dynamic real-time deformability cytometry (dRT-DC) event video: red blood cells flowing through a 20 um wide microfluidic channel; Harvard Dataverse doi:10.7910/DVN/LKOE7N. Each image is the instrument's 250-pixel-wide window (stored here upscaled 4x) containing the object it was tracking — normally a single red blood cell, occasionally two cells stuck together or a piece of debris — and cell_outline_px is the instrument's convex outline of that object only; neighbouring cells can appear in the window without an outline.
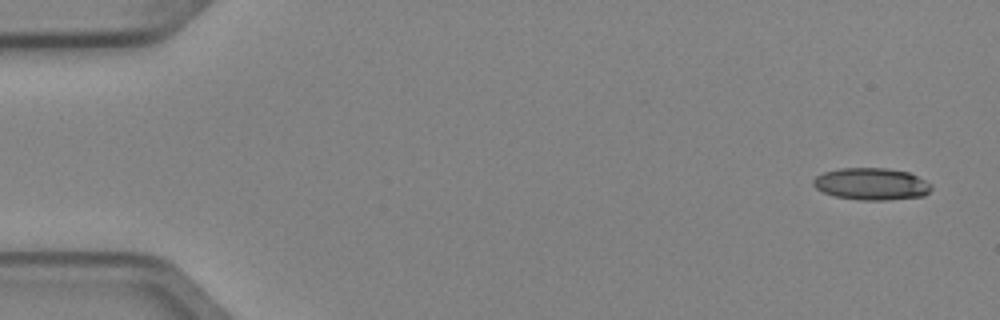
{"species": "Egyptian fruit bat (a non-hibernating species)", "species_latin": "Rousettus aegyptiacus", "temperature_condition": "cold", "stored_images_in_passage": 7, "camera_frame_rate_fps": 3000, "um_per_image_px": 0.085, "animal": {"sex": "female"}, "frame": {"image": 1, "passage_image": 1, "time_ms": 0.0, "image_size_px": [1000, 320], "cell_outline_px": [[932, 188], [924, 196], [884, 200], [860, 200], [836, 196], [824, 192], [816, 188], [812, 184], [812, 180], [816, 176], [824, 172], [840, 168], [888, 168], [908, 172], [932, 184]], "centroid_in_image_um": [74.07, 15.63], "position_along_channel_um": 10.9, "area_um2": 21.96}}
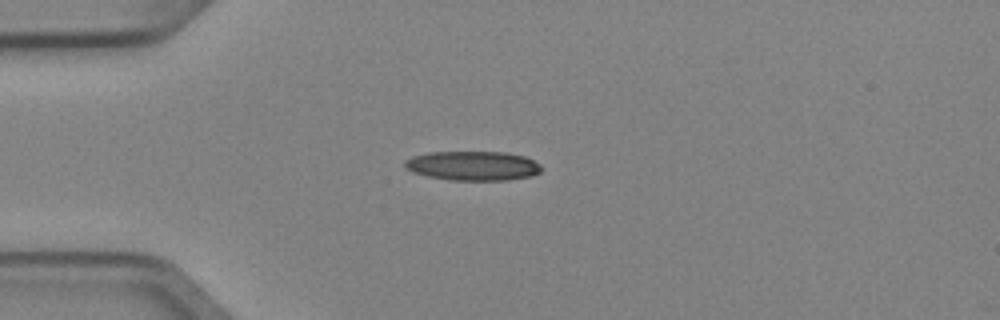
{"frame": {"image": 2, "passage_image": 4, "time_ms": 1.0, "image_size_px": [1000, 320], "cell_outline_px": [[540, 172], [532, 176], [508, 180], [452, 180], [428, 176], [412, 172], [404, 164], [404, 160], [412, 156], [428, 152], [504, 152], [524, 156], [540, 164]], "centroid_in_image_um": [40.19, 14.09], "position_along_channel_um": 44.8, "area_um2": 23.29}}
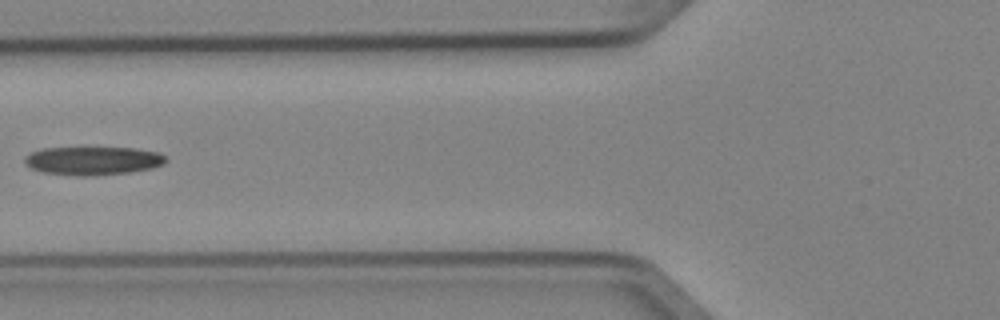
{"frame": {"image": 3, "passage_image": 6, "time_ms": 1.667, "image_size_px": [1000, 320], "cell_outline_px": [[168, 160], [164, 164], [152, 168], [128, 172], [84, 176], [80, 176], [44, 172], [32, 168], [24, 160], [24, 156], [32, 152], [44, 148], [136, 148], [160, 152]], "centroid_in_image_um": [7.94, 13.65], "position_along_channel_um": 117.9, "area_um2": 23.12}}